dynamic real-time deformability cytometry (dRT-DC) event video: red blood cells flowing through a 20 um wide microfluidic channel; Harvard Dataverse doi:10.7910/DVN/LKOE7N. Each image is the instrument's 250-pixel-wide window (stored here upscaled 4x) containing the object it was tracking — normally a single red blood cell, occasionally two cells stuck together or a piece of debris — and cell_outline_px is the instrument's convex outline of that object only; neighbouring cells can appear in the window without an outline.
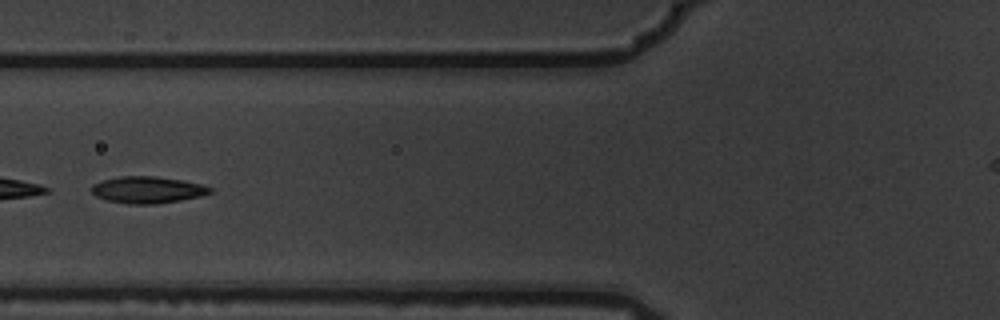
{"species": "common noctule bat (a hibernating species)", "species_latin": "Nyctalus noctula", "temperature_condition": "warm", "stored_images_in_passage": 6, "camera_frame_rate_fps": 3000, "um_per_image_px": 0.085, "animal": {"sex": "male", "body_mass_g": 19.5, "forearm_length_mm": 54.6}, "frame": {"image": 1, "passage_image": 6, "time_ms": 1.667, "image_size_px": [1000, 320], "cell_outline_px": [[212, 192], [200, 196], [180, 200], [156, 204], [128, 204], [108, 200], [96, 196], [92, 192], [92, 184], [104, 180], [120, 176], [156, 176], [180, 180], [200, 184], [212, 188]], "centroid_in_image_um": [12.53, 16.13], "position_along_channel_um": 113.3, "area_um2": 18.26}}